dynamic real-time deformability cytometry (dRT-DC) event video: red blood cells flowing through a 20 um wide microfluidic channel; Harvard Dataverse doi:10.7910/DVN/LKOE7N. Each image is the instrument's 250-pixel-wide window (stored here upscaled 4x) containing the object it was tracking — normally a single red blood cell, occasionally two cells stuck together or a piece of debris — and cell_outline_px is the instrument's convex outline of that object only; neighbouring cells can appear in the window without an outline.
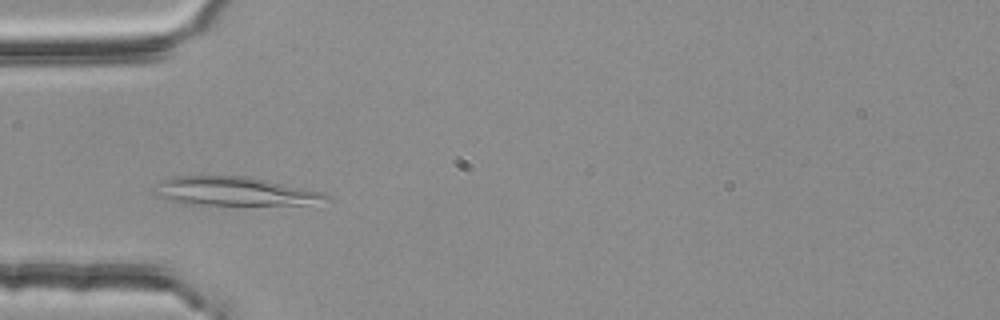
{"species": "common noctule bat (a hibernating species)", "species_latin": "Nyctalus noctula", "temperature_condition": "room temperature", "stored_images_in_passage": 3, "camera_frame_rate_fps": 3000, "um_per_image_px": 0.085, "animal": {"sex": "female", "body_mass_g": 25.1}, "frame": {"image": 1, "passage_image": 3, "time_ms": 0.667, "image_size_px": [1000, 320], "cell_outline_px": [[332, 200], [304, 204], [184, 204], [164, 200], [152, 192], [160, 180], [172, 176], [252, 176], [304, 188], [320, 192], [328, 196]], "centroid_in_image_um": [19.84, 16.25], "position_along_channel_um": 65.2, "area_um2": 28.73}}